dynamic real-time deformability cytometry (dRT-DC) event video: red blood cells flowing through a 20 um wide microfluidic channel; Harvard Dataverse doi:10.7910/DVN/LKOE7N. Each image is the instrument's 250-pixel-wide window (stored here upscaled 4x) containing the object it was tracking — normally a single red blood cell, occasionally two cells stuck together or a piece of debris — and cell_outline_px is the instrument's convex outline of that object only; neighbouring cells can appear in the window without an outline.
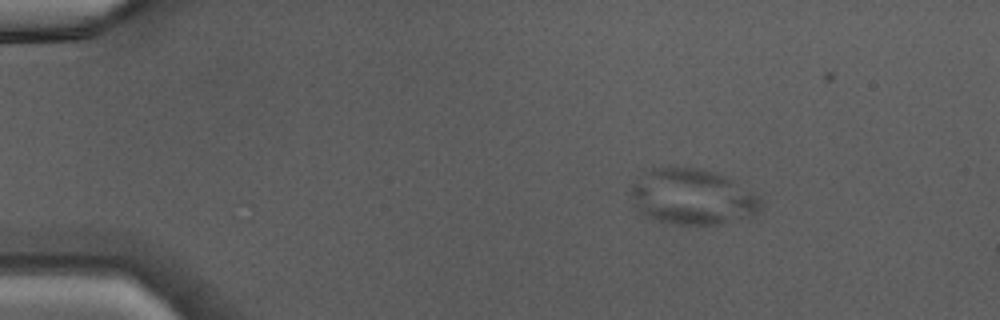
{"species": "Egyptian fruit bat (a non-hibernating species)", "species_latin": "Rousettus aegyptiacus", "temperature_condition": "warm", "stored_images_in_passage": 14, "camera_frame_rate_fps": 3000, "um_per_image_px": 0.085, "animal": {"sex": "male"}, "frame": {"image": 1, "passage_image": 7, "time_ms": 2.0, "image_size_px": [1000, 320], "cell_outline_px": [[760, 208], [752, 216], [716, 224], [672, 224], [656, 220], [640, 212], [632, 196], [632, 184], [652, 168], [704, 168], [724, 176], [732, 180], [752, 192], [760, 200]], "centroid_in_image_um": [58.85, 16.73], "position_along_channel_um": 26.1, "area_um2": 41.21}}